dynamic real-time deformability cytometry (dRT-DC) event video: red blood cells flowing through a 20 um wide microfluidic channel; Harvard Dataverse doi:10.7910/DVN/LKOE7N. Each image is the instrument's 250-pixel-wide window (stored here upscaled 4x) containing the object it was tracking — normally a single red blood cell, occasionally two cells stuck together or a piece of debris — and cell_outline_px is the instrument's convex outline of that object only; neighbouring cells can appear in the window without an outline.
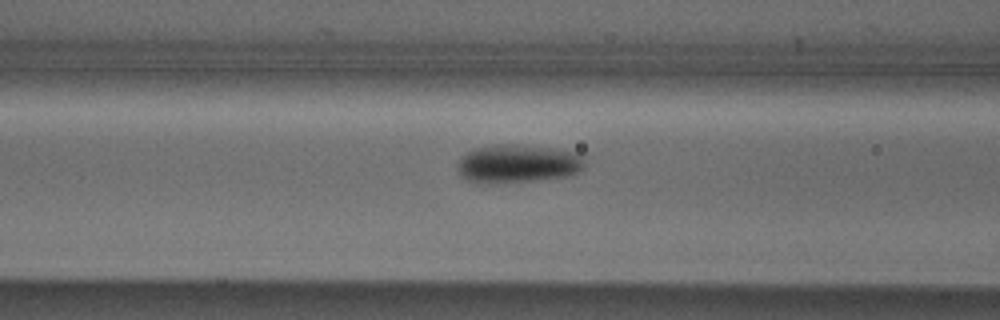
{"species": "Egyptian fruit bat (a non-hibernating species)", "species_latin": "Rousettus aegyptiacus", "temperature_condition": "cold", "stored_images_in_passage": 39, "camera_frame_rate_fps": 3000, "um_per_image_px": 0.085, "animal": {"sex": "male"}, "frame": {"image": 1, "passage_image": 14, "time_ms": 4.333, "image_size_px": [1000, 320], "cell_outline_px": [[584, 168], [568, 176], [528, 180], [468, 180], [460, 176], [456, 168], [456, 164], [468, 152], [476, 148], [496, 144], [516, 144], [552, 148], [580, 152], [584, 156]], "centroid_in_image_um": [44.08, 13.85], "position_along_channel_um": 122.5, "area_um2": 27.57}}
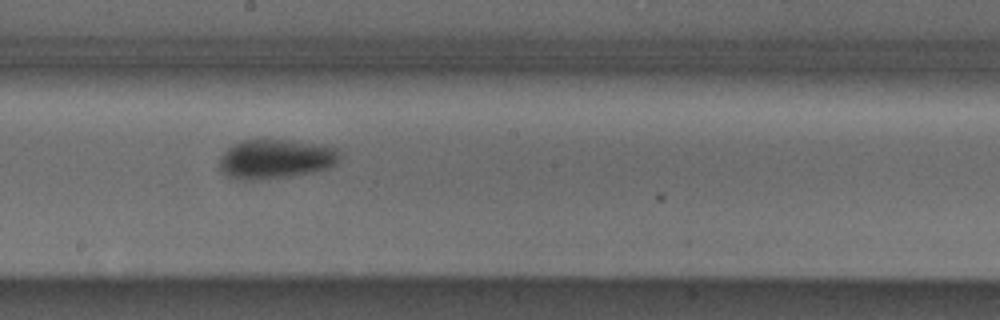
{"frame": {"image": 2, "passage_image": 22, "time_ms": 7.0, "image_size_px": [1000, 320], "cell_outline_px": [[340, 160], [336, 164], [328, 168], [312, 172], [292, 176], [260, 180], [236, 180], [224, 176], [220, 172], [220, 156], [228, 148], [240, 140], [292, 140], [320, 144], [336, 148], [340, 152]], "centroid_in_image_um": [23.41, 13.53], "position_along_channel_um": 224.8, "area_um2": 28.09}}
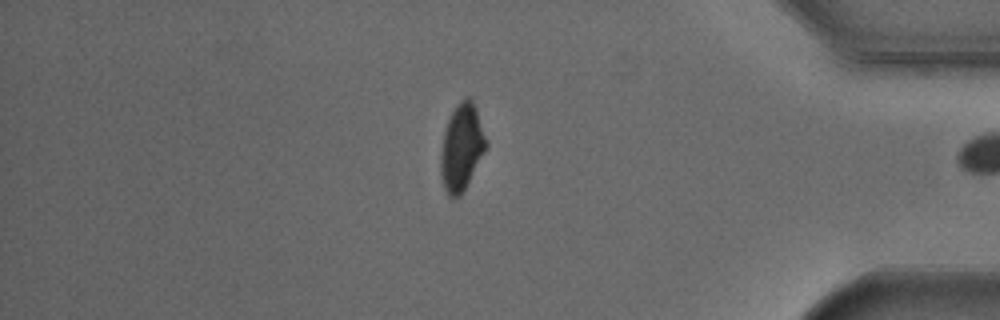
{"frame": {"image": 3, "passage_image": 38, "time_ms": 12.333, "image_size_px": [1000, 320], "cell_outline_px": [[488, 144], [484, 152], [460, 196], [448, 196], [444, 188], [440, 172], [440, 156], [444, 132], [448, 120], [456, 104], [460, 100], [468, 96], [472, 100], [476, 108]], "centroid_in_image_um": [39.22, 12.49], "position_along_channel_um": 396.0, "area_um2": 22.54}}